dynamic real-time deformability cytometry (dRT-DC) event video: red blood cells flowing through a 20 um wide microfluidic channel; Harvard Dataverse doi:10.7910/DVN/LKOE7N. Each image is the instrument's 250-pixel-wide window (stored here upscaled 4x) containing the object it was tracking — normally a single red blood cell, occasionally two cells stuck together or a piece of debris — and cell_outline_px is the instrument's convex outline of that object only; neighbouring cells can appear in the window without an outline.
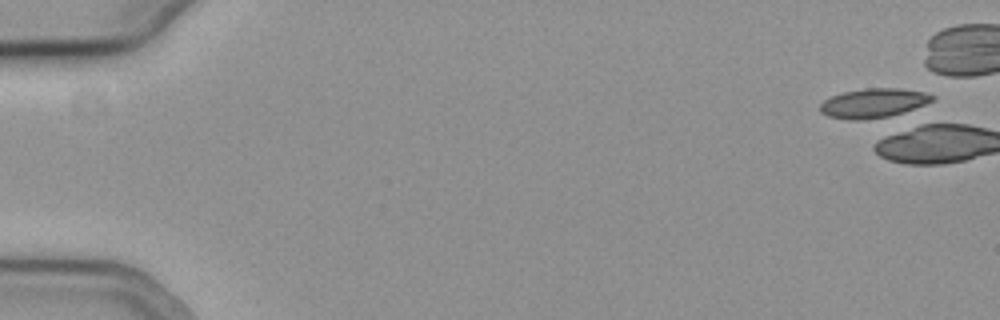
{"species": "common noctule bat (a hibernating species)", "species_latin": "Nyctalus noctula", "temperature_condition": "cold", "stored_images_in_passage": 3, "camera_frame_rate_fps": 3000, "um_per_image_px": 0.085, "animal": {"sex": "female", "body_mass_g": 19.3, "forearm_length_mm": 54.1}, "frame": {"image": 1, "passage_image": 1, "time_ms": 0.0, "image_size_px": [1000, 320], "cell_outline_px": [[936, 96], [932, 100], [924, 104], [888, 116], [856, 120], [852, 120], [828, 116], [820, 112], [820, 104], [824, 100], [832, 96], [844, 92], [864, 88], [900, 88], [924, 92]], "centroid_in_image_um": [74.19, 8.74], "position_along_channel_um": 10.8, "area_um2": 18.73}}